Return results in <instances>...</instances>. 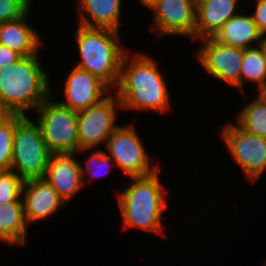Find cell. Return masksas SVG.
I'll return each mask as SVG.
<instances>
[{"label":"cell","instance_id":"obj_20","mask_svg":"<svg viewBox=\"0 0 266 266\" xmlns=\"http://www.w3.org/2000/svg\"><path fill=\"white\" fill-rule=\"evenodd\" d=\"M246 103L234 122L247 133L266 138V105L255 98Z\"/></svg>","mask_w":266,"mask_h":266},{"label":"cell","instance_id":"obj_21","mask_svg":"<svg viewBox=\"0 0 266 266\" xmlns=\"http://www.w3.org/2000/svg\"><path fill=\"white\" fill-rule=\"evenodd\" d=\"M266 80V60L259 46L243 49V60L241 64V93L244 95V81L262 84Z\"/></svg>","mask_w":266,"mask_h":266},{"label":"cell","instance_id":"obj_30","mask_svg":"<svg viewBox=\"0 0 266 266\" xmlns=\"http://www.w3.org/2000/svg\"><path fill=\"white\" fill-rule=\"evenodd\" d=\"M141 6L145 9L148 8L155 0H138Z\"/></svg>","mask_w":266,"mask_h":266},{"label":"cell","instance_id":"obj_13","mask_svg":"<svg viewBox=\"0 0 266 266\" xmlns=\"http://www.w3.org/2000/svg\"><path fill=\"white\" fill-rule=\"evenodd\" d=\"M21 199L27 225L47 220L67 205L58 192L44 179L26 180L22 186Z\"/></svg>","mask_w":266,"mask_h":266},{"label":"cell","instance_id":"obj_25","mask_svg":"<svg viewBox=\"0 0 266 266\" xmlns=\"http://www.w3.org/2000/svg\"><path fill=\"white\" fill-rule=\"evenodd\" d=\"M33 0H0V23L23 17L32 7Z\"/></svg>","mask_w":266,"mask_h":266},{"label":"cell","instance_id":"obj_9","mask_svg":"<svg viewBox=\"0 0 266 266\" xmlns=\"http://www.w3.org/2000/svg\"><path fill=\"white\" fill-rule=\"evenodd\" d=\"M223 125L220 138L228 154L248 178V183L255 184L266 171V138L247 133L233 121Z\"/></svg>","mask_w":266,"mask_h":266},{"label":"cell","instance_id":"obj_3","mask_svg":"<svg viewBox=\"0 0 266 266\" xmlns=\"http://www.w3.org/2000/svg\"><path fill=\"white\" fill-rule=\"evenodd\" d=\"M39 54L0 68V110L27 116L51 96L52 84Z\"/></svg>","mask_w":266,"mask_h":266},{"label":"cell","instance_id":"obj_18","mask_svg":"<svg viewBox=\"0 0 266 266\" xmlns=\"http://www.w3.org/2000/svg\"><path fill=\"white\" fill-rule=\"evenodd\" d=\"M245 11L231 17L213 37L227 46L247 49L258 46L262 34L259 32L253 17Z\"/></svg>","mask_w":266,"mask_h":266},{"label":"cell","instance_id":"obj_2","mask_svg":"<svg viewBox=\"0 0 266 266\" xmlns=\"http://www.w3.org/2000/svg\"><path fill=\"white\" fill-rule=\"evenodd\" d=\"M161 169L149 176L130 178L129 185L116 193L124 231L135 228L165 236L163 213L171 190L160 179Z\"/></svg>","mask_w":266,"mask_h":266},{"label":"cell","instance_id":"obj_8","mask_svg":"<svg viewBox=\"0 0 266 266\" xmlns=\"http://www.w3.org/2000/svg\"><path fill=\"white\" fill-rule=\"evenodd\" d=\"M122 110L121 101L112 91L97 105L77 112L79 152L88 149H100L105 146L111 134L120 126L117 124V112ZM104 144V145H103Z\"/></svg>","mask_w":266,"mask_h":266},{"label":"cell","instance_id":"obj_15","mask_svg":"<svg viewBox=\"0 0 266 266\" xmlns=\"http://www.w3.org/2000/svg\"><path fill=\"white\" fill-rule=\"evenodd\" d=\"M240 1L197 0L195 40L214 37L231 17L240 13Z\"/></svg>","mask_w":266,"mask_h":266},{"label":"cell","instance_id":"obj_7","mask_svg":"<svg viewBox=\"0 0 266 266\" xmlns=\"http://www.w3.org/2000/svg\"><path fill=\"white\" fill-rule=\"evenodd\" d=\"M134 127L131 123L120 125L106 141L104 152L115 162L116 168L127 177L152 175L161 168L160 163L152 162L150 153Z\"/></svg>","mask_w":266,"mask_h":266},{"label":"cell","instance_id":"obj_16","mask_svg":"<svg viewBox=\"0 0 266 266\" xmlns=\"http://www.w3.org/2000/svg\"><path fill=\"white\" fill-rule=\"evenodd\" d=\"M30 12L31 10L17 20L0 23V45L22 57L36 55L44 47L40 33L27 22Z\"/></svg>","mask_w":266,"mask_h":266},{"label":"cell","instance_id":"obj_29","mask_svg":"<svg viewBox=\"0 0 266 266\" xmlns=\"http://www.w3.org/2000/svg\"><path fill=\"white\" fill-rule=\"evenodd\" d=\"M258 46H259V48H260V50H261V52L263 54V57L266 60V35H262Z\"/></svg>","mask_w":266,"mask_h":266},{"label":"cell","instance_id":"obj_1","mask_svg":"<svg viewBox=\"0 0 266 266\" xmlns=\"http://www.w3.org/2000/svg\"><path fill=\"white\" fill-rule=\"evenodd\" d=\"M158 66L156 59L145 52L129 50L125 54L119 83L113 90L121 101L123 112L144 111L159 115L169 112L173 101L167 80Z\"/></svg>","mask_w":266,"mask_h":266},{"label":"cell","instance_id":"obj_27","mask_svg":"<svg viewBox=\"0 0 266 266\" xmlns=\"http://www.w3.org/2000/svg\"><path fill=\"white\" fill-rule=\"evenodd\" d=\"M21 57L19 53L0 45V68L17 62Z\"/></svg>","mask_w":266,"mask_h":266},{"label":"cell","instance_id":"obj_26","mask_svg":"<svg viewBox=\"0 0 266 266\" xmlns=\"http://www.w3.org/2000/svg\"><path fill=\"white\" fill-rule=\"evenodd\" d=\"M255 10H251L253 21L256 24L259 32L262 35H266V0H254Z\"/></svg>","mask_w":266,"mask_h":266},{"label":"cell","instance_id":"obj_6","mask_svg":"<svg viewBox=\"0 0 266 266\" xmlns=\"http://www.w3.org/2000/svg\"><path fill=\"white\" fill-rule=\"evenodd\" d=\"M50 156L39 125L25 116L15 126L11 169L23 181L44 178Z\"/></svg>","mask_w":266,"mask_h":266},{"label":"cell","instance_id":"obj_4","mask_svg":"<svg viewBox=\"0 0 266 266\" xmlns=\"http://www.w3.org/2000/svg\"><path fill=\"white\" fill-rule=\"evenodd\" d=\"M121 31L77 25L79 61L74 65L97 76L112 91L118 86L122 60L130 50L121 43Z\"/></svg>","mask_w":266,"mask_h":266},{"label":"cell","instance_id":"obj_10","mask_svg":"<svg viewBox=\"0 0 266 266\" xmlns=\"http://www.w3.org/2000/svg\"><path fill=\"white\" fill-rule=\"evenodd\" d=\"M197 0H155L147 9L151 10V34L155 40L163 36H186L195 41ZM158 38V39H157Z\"/></svg>","mask_w":266,"mask_h":266},{"label":"cell","instance_id":"obj_12","mask_svg":"<svg viewBox=\"0 0 266 266\" xmlns=\"http://www.w3.org/2000/svg\"><path fill=\"white\" fill-rule=\"evenodd\" d=\"M62 83L64 100L58 102L78 112L97 105L106 98L112 90L97 76L88 71L73 66Z\"/></svg>","mask_w":266,"mask_h":266},{"label":"cell","instance_id":"obj_19","mask_svg":"<svg viewBox=\"0 0 266 266\" xmlns=\"http://www.w3.org/2000/svg\"><path fill=\"white\" fill-rule=\"evenodd\" d=\"M28 227L23 202L0 205V242L3 246H24L28 237Z\"/></svg>","mask_w":266,"mask_h":266},{"label":"cell","instance_id":"obj_28","mask_svg":"<svg viewBox=\"0 0 266 266\" xmlns=\"http://www.w3.org/2000/svg\"><path fill=\"white\" fill-rule=\"evenodd\" d=\"M256 88L258 89V96L254 98L260 103L266 105V80L262 84L257 85Z\"/></svg>","mask_w":266,"mask_h":266},{"label":"cell","instance_id":"obj_23","mask_svg":"<svg viewBox=\"0 0 266 266\" xmlns=\"http://www.w3.org/2000/svg\"><path fill=\"white\" fill-rule=\"evenodd\" d=\"M89 151L90 155H88V159H86V161L84 160L85 166L82 165L79 160L84 187L86 186L87 181L90 183L91 181L93 182V179L104 177L105 175L110 174L112 171L111 169L115 167V162L103 150H101V148L88 149V152ZM87 178L88 180H86Z\"/></svg>","mask_w":266,"mask_h":266},{"label":"cell","instance_id":"obj_24","mask_svg":"<svg viewBox=\"0 0 266 266\" xmlns=\"http://www.w3.org/2000/svg\"><path fill=\"white\" fill-rule=\"evenodd\" d=\"M24 181L12 170H0V205L22 202Z\"/></svg>","mask_w":266,"mask_h":266},{"label":"cell","instance_id":"obj_17","mask_svg":"<svg viewBox=\"0 0 266 266\" xmlns=\"http://www.w3.org/2000/svg\"><path fill=\"white\" fill-rule=\"evenodd\" d=\"M123 0H77L78 24L119 31Z\"/></svg>","mask_w":266,"mask_h":266},{"label":"cell","instance_id":"obj_5","mask_svg":"<svg viewBox=\"0 0 266 266\" xmlns=\"http://www.w3.org/2000/svg\"><path fill=\"white\" fill-rule=\"evenodd\" d=\"M36 110V123L51 154H72L79 152L77 112L62 105L53 95ZM54 96V97H53Z\"/></svg>","mask_w":266,"mask_h":266},{"label":"cell","instance_id":"obj_14","mask_svg":"<svg viewBox=\"0 0 266 266\" xmlns=\"http://www.w3.org/2000/svg\"><path fill=\"white\" fill-rule=\"evenodd\" d=\"M76 153L51 154L44 179L58 192L65 202L84 188L82 174Z\"/></svg>","mask_w":266,"mask_h":266},{"label":"cell","instance_id":"obj_11","mask_svg":"<svg viewBox=\"0 0 266 266\" xmlns=\"http://www.w3.org/2000/svg\"><path fill=\"white\" fill-rule=\"evenodd\" d=\"M196 59L212 78L227 83L241 93L243 49L219 43L213 37L198 40Z\"/></svg>","mask_w":266,"mask_h":266},{"label":"cell","instance_id":"obj_22","mask_svg":"<svg viewBox=\"0 0 266 266\" xmlns=\"http://www.w3.org/2000/svg\"><path fill=\"white\" fill-rule=\"evenodd\" d=\"M20 114L0 116V170L11 169L15 126L24 118Z\"/></svg>","mask_w":266,"mask_h":266}]
</instances>
